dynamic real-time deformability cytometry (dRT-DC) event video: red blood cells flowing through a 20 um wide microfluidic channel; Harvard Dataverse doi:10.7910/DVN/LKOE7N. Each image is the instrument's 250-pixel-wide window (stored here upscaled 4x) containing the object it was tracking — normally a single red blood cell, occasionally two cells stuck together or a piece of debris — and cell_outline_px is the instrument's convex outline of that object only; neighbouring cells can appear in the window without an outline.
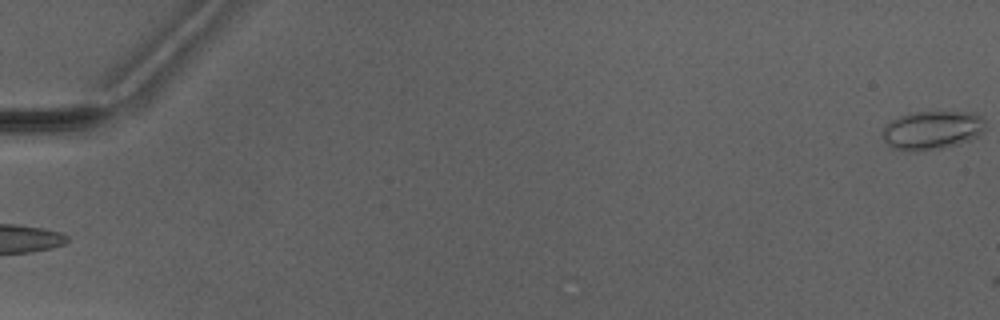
{"species": "Egyptian fruit bat (a non-hibernating species)", "species_latin": "Rousettus aegyptiacus", "temperature_condition": "warm", "stored_images_in_passage": 4, "camera_frame_rate_fps": 3000, "um_per_image_px": 0.085, "animal": {"sex": "male"}, "frame": {"image": 1, "passage_image": 4, "time_ms": 3.667, "image_size_px": [1000, 320], "cell_outline_px": [[984, 128], [976, 136], [968, 140], [956, 144], [940, 148], [892, 148], [884, 140], [880, 132], [892, 120], [900, 116], [912, 112], [976, 112], [984, 116]], "centroid_in_image_um": [79.25, 11.0], "position_along_channel_um": 5.7, "area_um2": 22.37}}